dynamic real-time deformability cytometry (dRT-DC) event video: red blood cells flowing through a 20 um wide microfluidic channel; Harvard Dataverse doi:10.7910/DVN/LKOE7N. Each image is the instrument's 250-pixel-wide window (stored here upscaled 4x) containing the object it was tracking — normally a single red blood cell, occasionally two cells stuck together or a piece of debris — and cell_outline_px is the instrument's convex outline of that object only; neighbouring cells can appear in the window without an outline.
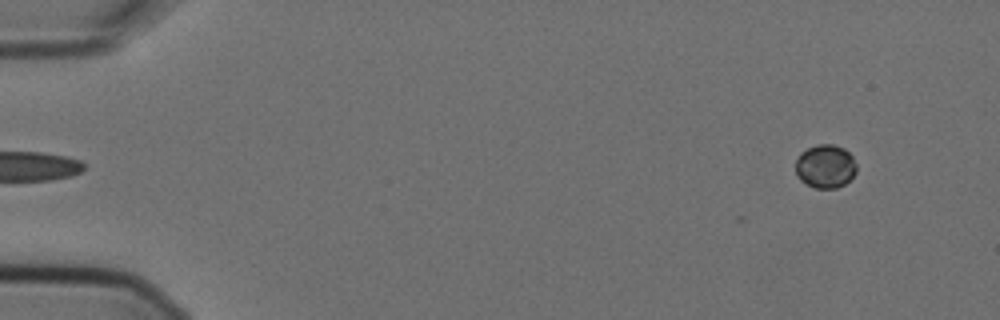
{"species": "Egyptian fruit bat (a non-hibernating species)", "species_latin": "Rousettus aegyptiacus", "temperature_condition": "cold", "stored_images_in_passage": 4, "segment_of_instrument_passage": [2, 2], "camera_frame_rate_fps": 3000, "um_per_image_px": 0.085, "animal": {"sex": "female"}, "frame": {"image": 1, "passage_image": 4, "time_ms": 1.0, "image_size_px": [1000, 320], "cell_outline_px": [[856, 172], [844, 184], [836, 188], [816, 188], [800, 180], [796, 176], [796, 160], [800, 152], [816, 144], [832, 144], [844, 148], [852, 156], [856, 164]], "centroid_in_image_um": [70.14, 14.12], "position_along_channel_um": 14.9, "area_um2": 15.43}}